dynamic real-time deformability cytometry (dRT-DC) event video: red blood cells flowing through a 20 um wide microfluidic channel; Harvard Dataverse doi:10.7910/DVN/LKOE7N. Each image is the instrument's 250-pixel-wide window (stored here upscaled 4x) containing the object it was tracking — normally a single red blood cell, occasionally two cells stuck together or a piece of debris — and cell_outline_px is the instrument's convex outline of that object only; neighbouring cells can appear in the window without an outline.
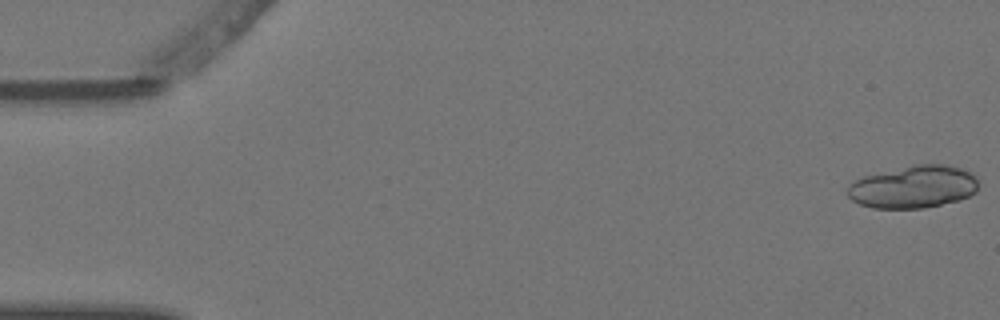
{"species": "Egyptian fruit bat (a non-hibernating species)", "species_latin": "Rousettus aegyptiacus", "temperature_condition": "warm", "stored_images_in_passage": 6, "segment_of_instrument_passage": [1, 2], "camera_frame_rate_fps": 3000, "um_per_image_px": 0.085, "animal": {"sex": "female"}, "frame": {"image": 1, "passage_image": 1, "time_ms": 0.0, "image_size_px": [1000, 320], "cell_outline_px": [[976, 192], [960, 200], [924, 208], [872, 208], [860, 204], [852, 200], [848, 196], [848, 184], [864, 176], [912, 164], [948, 164], [972, 172], [976, 176]], "centroid_in_image_um": [77.64, 15.87], "position_along_channel_um": 7.4, "area_um2": 32.54}}